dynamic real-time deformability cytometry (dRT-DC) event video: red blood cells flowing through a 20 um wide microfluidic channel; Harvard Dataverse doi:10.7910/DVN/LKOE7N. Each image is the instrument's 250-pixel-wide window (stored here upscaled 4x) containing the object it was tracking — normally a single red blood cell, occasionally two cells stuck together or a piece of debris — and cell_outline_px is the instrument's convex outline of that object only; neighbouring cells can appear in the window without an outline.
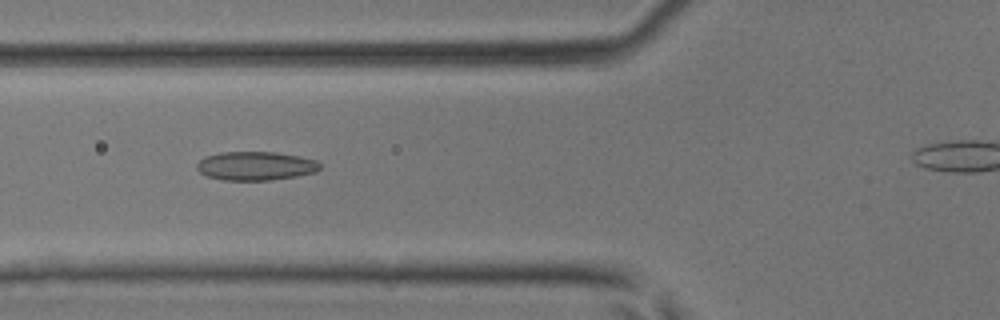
{"species": "common noctule bat (a hibernating species)", "species_latin": "Nyctalus noctula", "temperature_condition": "room temperature", "stored_images_in_passage": 31, "camera_frame_rate_fps": 3000, "um_per_image_px": 0.085, "animal": {"sex": "male", "body_mass_g": 17.9, "forearm_length_mm": 54.2}, "frame": {"image": 1, "passage_image": 8, "time_ms": 2.333, "image_size_px": [1000, 320], "cell_outline_px": [[320, 168], [316, 172], [296, 176], [272, 180], [224, 180], [208, 176], [200, 172], [196, 168], [196, 164], [204, 156], [220, 152], [276, 152], [300, 156], [316, 160], [320, 164]], "centroid_in_image_um": [21.73, 14.09], "position_along_channel_um": 104.1, "area_um2": 20.69}}
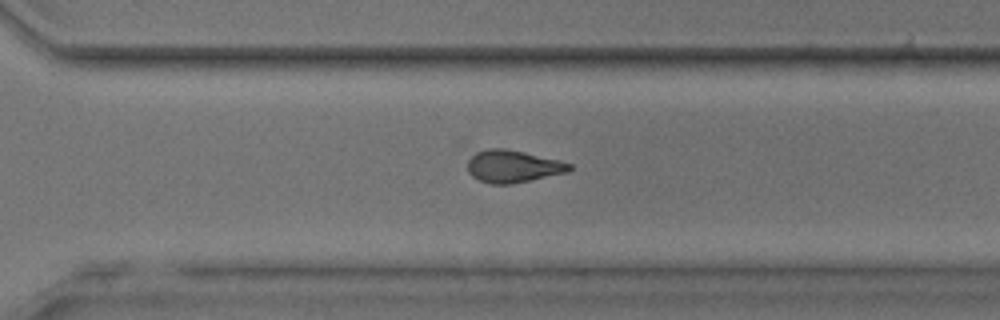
{"frame": {"image": 2, "passage_image": 23, "time_ms": 7.333, "image_size_px": [1000, 320], "cell_outline_px": [[572, 168], [568, 172], [512, 184], [488, 184], [472, 176], [468, 172], [468, 160], [476, 152], [488, 148], [504, 148], [524, 152], [560, 160], [572, 164]], "centroid_in_image_um": [43.6, 14.14], "position_along_channel_um": 327.0, "area_um2": 19.25}}
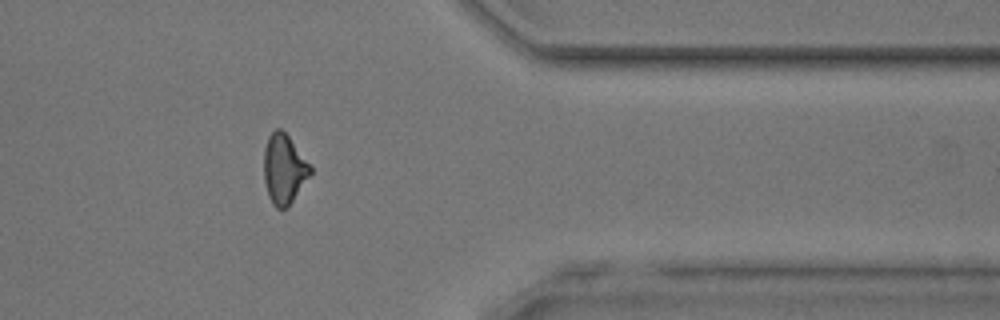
{"frame": {"image": 3, "passage_image": 28, "time_ms": 9.0, "image_size_px": [1000, 320], "cell_outline_px": [[312, 172], [288, 208], [276, 208], [272, 204], [268, 196], [264, 180], [264, 148], [268, 136], [276, 128], [280, 128], [288, 136], [312, 168]], "centroid_in_image_um": [24.12, 14.39], "position_along_channel_um": 387.3, "area_um2": 18.73}}